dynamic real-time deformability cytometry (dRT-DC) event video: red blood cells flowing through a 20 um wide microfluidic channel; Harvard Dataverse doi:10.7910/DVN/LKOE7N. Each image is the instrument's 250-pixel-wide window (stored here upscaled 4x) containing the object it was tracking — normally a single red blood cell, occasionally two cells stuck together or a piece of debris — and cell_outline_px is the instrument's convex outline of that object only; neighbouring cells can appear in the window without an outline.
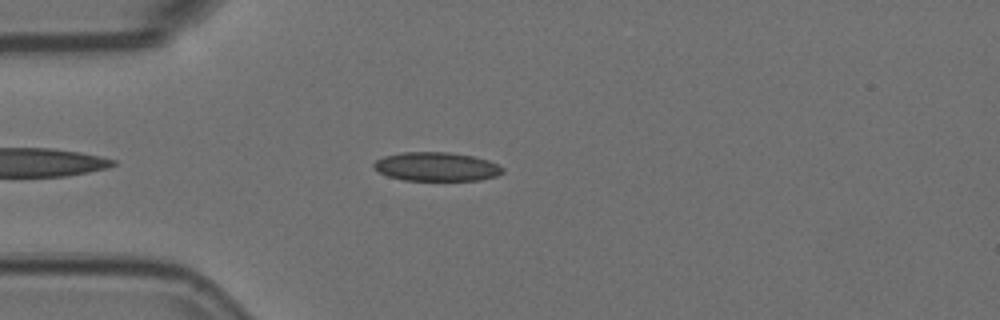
{"species": "Egyptian fruit bat (a non-hibernating species)", "species_latin": "Rousettus aegyptiacus", "temperature_condition": "room temperature", "stored_images_in_passage": 46, "camera_frame_rate_fps": 3000, "um_per_image_px": 0.085, "animal": {"sex": "female"}, "frame": {"image": 1, "passage_image": 5, "time_ms": 1.333, "image_size_px": [1000, 320], "cell_outline_px": [[504, 172], [496, 176], [480, 180], [404, 180], [388, 176], [372, 168], [372, 164], [376, 160], [384, 156], [404, 152], [448, 152], [472, 156], [488, 160], [504, 168]], "centroid_in_image_um": [37.09, 14.17], "position_along_channel_um": 47.9, "area_um2": 21.62}}
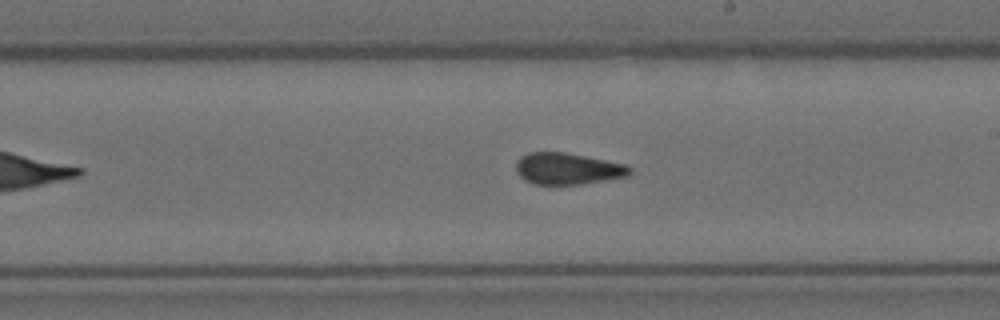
{"frame": {"image": 2, "passage_image": 22, "time_ms": 7.0, "image_size_px": [1000, 320], "cell_outline_px": [[632, 172], [628, 176], [580, 184], [532, 184], [524, 180], [516, 172], [516, 160], [520, 156], [528, 152], [564, 152], [624, 164], [632, 168]], "centroid_in_image_um": [48.2, 14.34], "position_along_channel_um": 240.8, "area_um2": 20.87}}
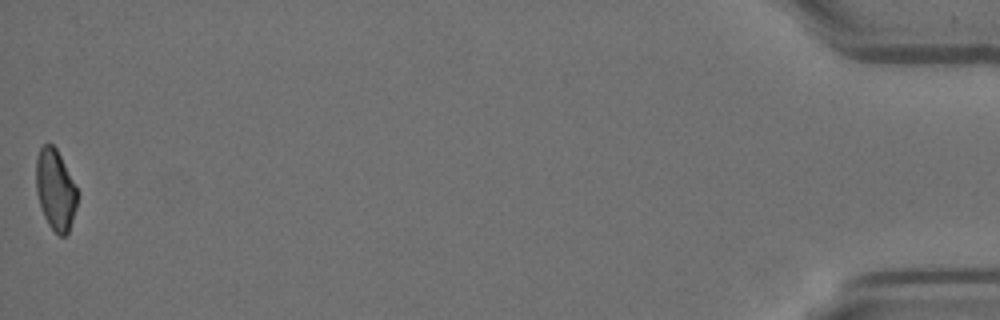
{"frame": {"image": 3, "passage_image": 46, "time_ms": 15.0, "image_size_px": [1000, 320], "cell_outline_px": [[80, 192], [76, 208], [68, 232], [64, 236], [60, 236], [48, 224], [44, 216], [36, 192], [36, 160], [40, 148], [44, 144], [52, 144], [56, 148]], "centroid_in_image_um": [4.73, 16.12], "position_along_channel_um": 430.5, "area_um2": 19.48}, "authors_computed_cell_mechanics": {"area_um2": 21.2993, "velocity_mm_per_s": 3.6191, "shape_relaxation_time_tau1_ms": null, "shape_relaxation_time_tau2_ms": 1.9522, "deformation_change_tau1": null, "deformation_change_tau2": 0.0739}}